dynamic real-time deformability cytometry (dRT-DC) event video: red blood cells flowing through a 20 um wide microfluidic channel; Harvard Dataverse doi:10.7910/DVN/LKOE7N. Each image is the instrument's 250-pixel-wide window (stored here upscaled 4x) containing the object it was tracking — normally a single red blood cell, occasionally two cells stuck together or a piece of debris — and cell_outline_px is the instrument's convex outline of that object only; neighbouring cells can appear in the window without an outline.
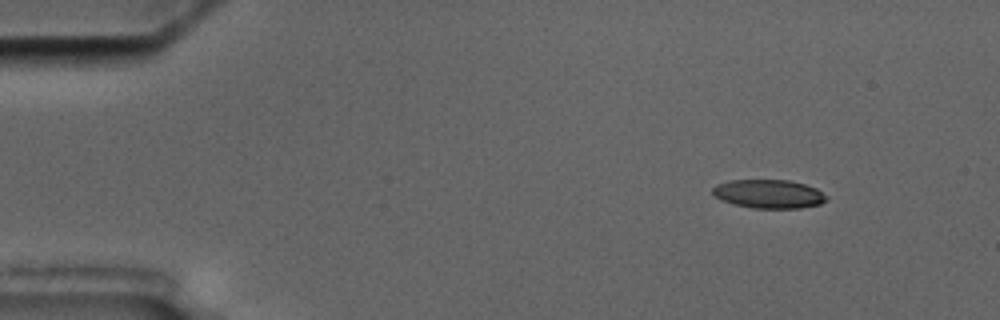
{"species": "common noctule bat (a hibernating species)", "species_latin": "Nyctalus noctula", "temperature_condition": "cold", "stored_images_in_passage": 4, "camera_frame_rate_fps": 3000, "um_per_image_px": 0.085, "animal": {"sex": "male", "body_mass_g": 17.5, "forearm_length_mm": 52.3}, "frame": {"image": 1, "passage_image": 1, "time_ms": 0.0, "image_size_px": [1000, 320], "cell_outline_px": [[828, 200], [820, 204], [800, 208], [752, 208], [732, 204], [720, 200], [712, 192], [712, 188], [716, 184], [728, 180], [788, 180], [804, 184], [816, 188], [828, 196]], "centroid_in_image_um": [65.34, 16.48], "position_along_channel_um": 19.7, "area_um2": 19.19}}
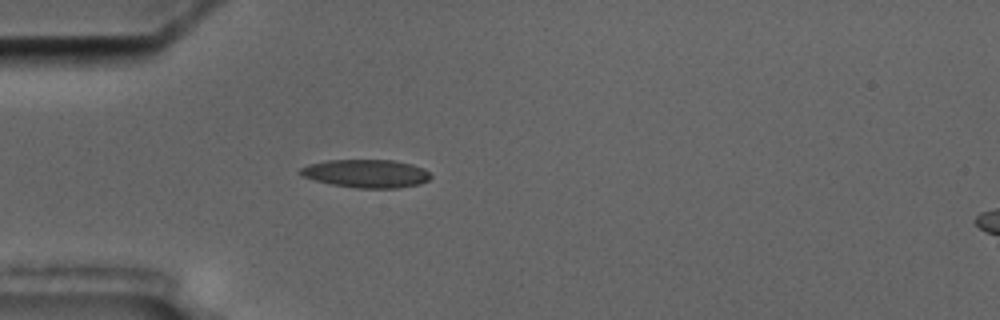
{"frame": {"image": 2, "passage_image": 4, "time_ms": 3.333, "image_size_px": [1000, 320], "cell_outline_px": [[432, 176], [428, 180], [420, 184], [396, 188], [356, 188], [332, 184], [316, 180], [304, 176], [300, 172], [300, 168], [308, 164], [328, 160], [392, 160], [412, 164], [424, 168]], "centroid_in_image_um": [31.16, 14.75], "position_along_channel_um": 53.8, "area_um2": 21.27}}